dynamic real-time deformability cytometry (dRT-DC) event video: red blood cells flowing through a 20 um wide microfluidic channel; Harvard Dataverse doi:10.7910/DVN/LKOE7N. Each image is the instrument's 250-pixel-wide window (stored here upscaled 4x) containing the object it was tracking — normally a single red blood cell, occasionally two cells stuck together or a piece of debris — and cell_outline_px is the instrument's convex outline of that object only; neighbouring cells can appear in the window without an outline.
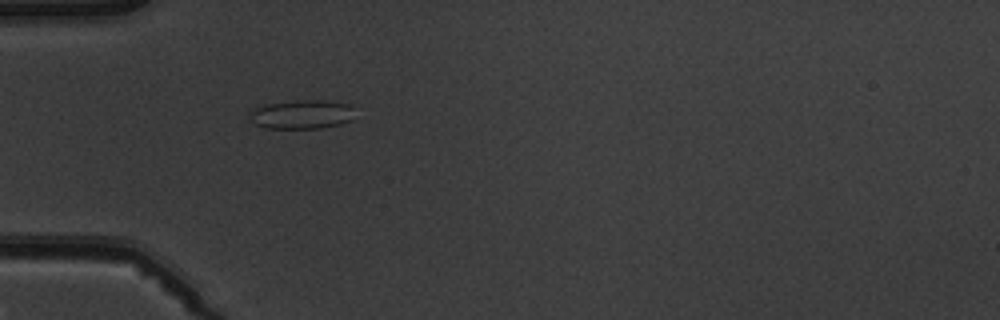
{"species": "common noctule bat (a hibernating species)", "species_latin": "Nyctalus noctula", "temperature_condition": "warm", "stored_images_in_passage": 4, "camera_frame_rate_fps": 3000, "um_per_image_px": 0.085, "animal": {"sex": "male", "body_mass_g": 19.5, "forearm_length_mm": 54.6}, "frame": {"image": 1, "passage_image": 4, "time_ms": 4.333, "image_size_px": [1000, 320], "cell_outline_px": [[352, 120], [340, 124], [320, 128], [264, 128], [256, 124], [248, 116], [248, 112], [252, 108], [264, 104], [304, 100], [316, 100], [352, 104]], "centroid_in_image_um": [25.61, 9.72], "position_along_channel_um": 59.4, "area_um2": 17.74}}